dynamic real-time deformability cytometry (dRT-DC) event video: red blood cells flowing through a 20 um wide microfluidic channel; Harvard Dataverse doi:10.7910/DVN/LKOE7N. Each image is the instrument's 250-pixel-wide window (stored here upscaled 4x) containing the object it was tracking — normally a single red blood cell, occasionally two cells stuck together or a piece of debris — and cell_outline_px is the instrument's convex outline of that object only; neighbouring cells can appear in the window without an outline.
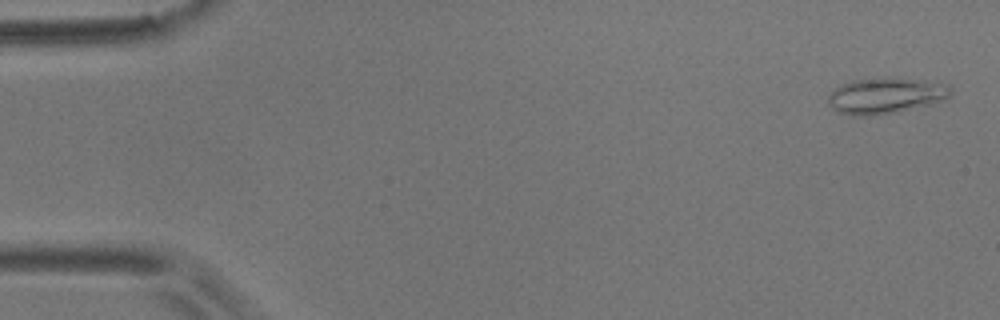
{"species": "common noctule bat (a hibernating species)", "species_latin": "Nyctalus noctula", "temperature_condition": "room temperature", "stored_images_in_passage": 7, "camera_frame_rate_fps": 3000, "um_per_image_px": 0.085, "animal": {"sex": "male", "body_mass_g": 17.9}, "frame": {"image": 1, "passage_image": 1, "time_ms": 0.0, "image_size_px": [1000, 320], "cell_outline_px": [[952, 96], [944, 100], [900, 112], [872, 116], [852, 116], [836, 112], [828, 104], [828, 96], [840, 84], [852, 80], [884, 76], [892, 76], [924, 80], [948, 84], [952, 88]], "centroid_in_image_um": [75.3, 8.12], "position_along_channel_um": 9.7, "area_um2": 26.53}}
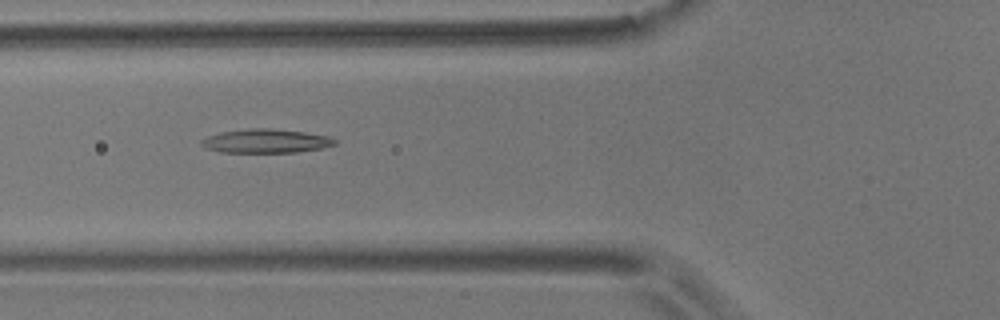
{"frame": {"image": 2, "passage_image": 6, "time_ms": 1.667, "image_size_px": [1000, 320], "cell_outline_px": [[336, 144], [320, 148], [296, 152], [220, 152], [208, 148], [200, 144], [200, 140], [208, 136], [220, 132], [248, 128], [272, 128], [304, 132], [328, 136], [336, 140]], "centroid_in_image_um": [22.58, 11.98], "position_along_channel_um": 103.2, "area_um2": 18.44}}
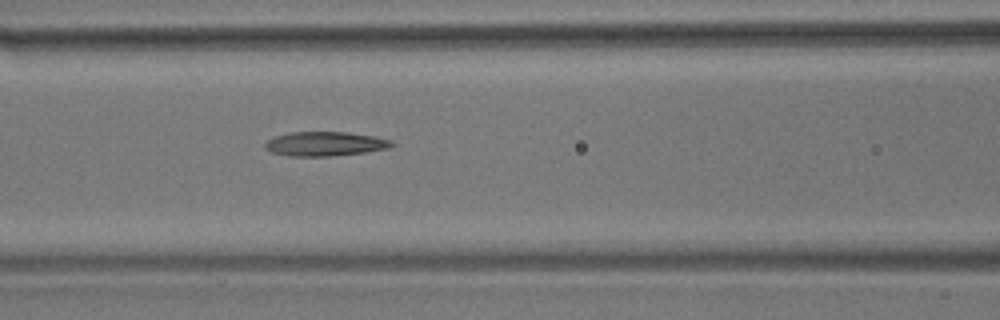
{"frame": {"image": 3, "passage_image": 7, "time_ms": 2.0, "image_size_px": [1000, 320], "cell_outline_px": [[396, 144], [388, 148], [364, 152], [332, 156], [288, 156], [272, 152], [264, 148], [264, 144], [268, 140], [276, 136], [292, 132], [348, 132], [372, 136], [392, 140]], "centroid_in_image_um": [27.63, 12.23], "position_along_channel_um": 139.0, "area_um2": 17.86}}